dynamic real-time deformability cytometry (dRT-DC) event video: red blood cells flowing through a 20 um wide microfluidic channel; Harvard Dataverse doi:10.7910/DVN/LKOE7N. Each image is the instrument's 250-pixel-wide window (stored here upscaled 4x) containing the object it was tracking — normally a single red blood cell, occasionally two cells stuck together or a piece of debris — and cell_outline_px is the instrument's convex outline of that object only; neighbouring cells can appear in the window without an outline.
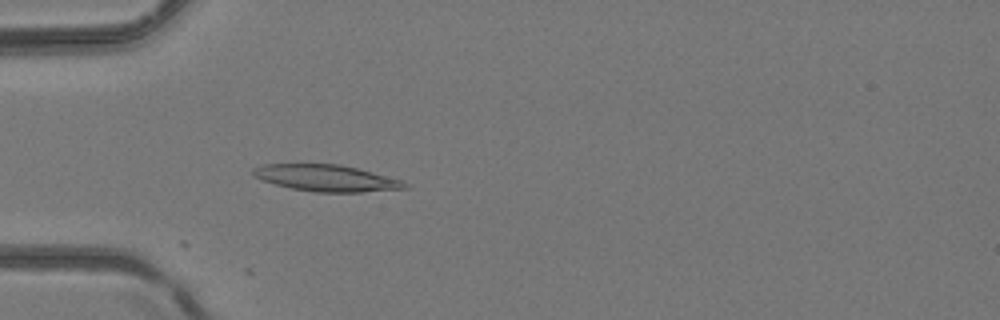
{"species": "common noctule bat (a hibernating species)", "species_latin": "Nyctalus noctula", "temperature_condition": "room temperature", "stored_images_in_passage": 3, "camera_frame_rate_fps": 3000, "um_per_image_px": 0.085, "animal": {"sex": "female", "body_mass_g": 24.6, "forearm_length_mm": 56.2}, "frame": {"image": 1, "passage_image": 3, "time_ms": 0.667, "image_size_px": [1000, 320], "cell_outline_px": [[408, 188], [360, 192], [316, 192], [292, 188], [276, 184], [252, 176], [252, 168], [264, 164], [340, 164], [404, 180], [408, 184]], "centroid_in_image_um": [27.75, 15.13], "position_along_channel_um": 57.2, "area_um2": 23.35}}